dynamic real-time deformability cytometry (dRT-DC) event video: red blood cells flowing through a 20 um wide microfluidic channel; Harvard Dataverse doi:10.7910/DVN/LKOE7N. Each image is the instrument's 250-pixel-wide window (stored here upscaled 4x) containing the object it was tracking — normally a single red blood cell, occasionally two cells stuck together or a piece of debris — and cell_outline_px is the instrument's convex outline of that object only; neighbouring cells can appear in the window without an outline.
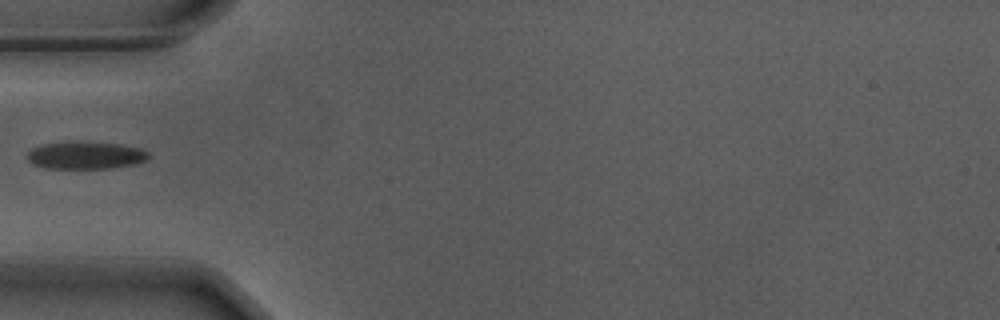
{"species": "Egyptian fruit bat (a non-hibernating species)", "species_latin": "Rousettus aegyptiacus", "temperature_condition": "warm", "stored_images_in_passage": 19, "camera_frame_rate_fps": 3000, "um_per_image_px": 0.085, "animal": {"sex": "male"}, "frame": {"image": 1, "passage_image": 1, "time_ms": 0.0, "image_size_px": [1000, 320], "cell_outline_px": [[148, 160], [132, 164], [108, 168], [44, 168], [28, 160], [28, 152], [32, 148], [44, 144], [120, 144], [140, 148], [148, 152]], "centroid_in_image_um": [7.31, 13.24], "position_along_channel_um": 77.7, "area_um2": 18.32}}
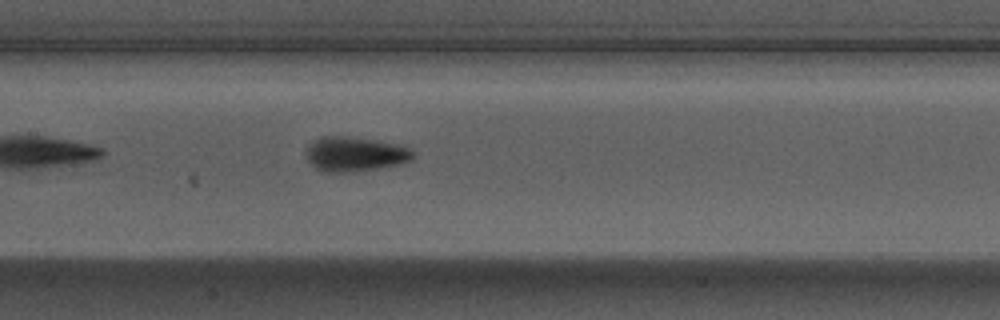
{"frame": {"image": 2, "passage_image": 9, "time_ms": 2.667, "image_size_px": [1000, 320], "cell_outline_px": [[412, 160], [396, 164], [376, 168], [352, 172], [320, 172], [308, 160], [304, 152], [308, 144], [312, 140], [320, 136], [344, 136], [372, 140], [392, 144], [408, 148], [412, 152]], "centroid_in_image_um": [30.04, 13.1], "position_along_channel_um": 177.4, "area_um2": 21.27}}
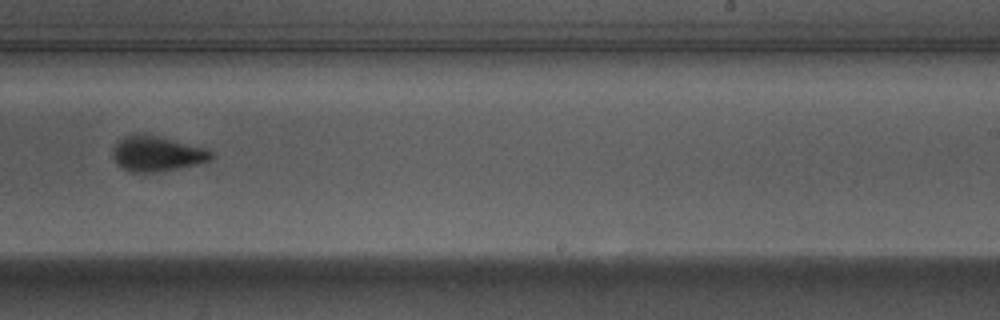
{"frame": {"image": 3, "passage_image": 17, "time_ms": 5.333, "image_size_px": [1000, 320], "cell_outline_px": [[212, 160], [200, 164], [156, 172], [132, 172], [124, 168], [112, 156], [112, 152], [116, 144], [124, 136], [136, 132], [140, 132], [204, 148], [212, 152]], "centroid_in_image_um": [13.34, 13.06], "position_along_channel_um": 275.7, "area_um2": 19.94}}